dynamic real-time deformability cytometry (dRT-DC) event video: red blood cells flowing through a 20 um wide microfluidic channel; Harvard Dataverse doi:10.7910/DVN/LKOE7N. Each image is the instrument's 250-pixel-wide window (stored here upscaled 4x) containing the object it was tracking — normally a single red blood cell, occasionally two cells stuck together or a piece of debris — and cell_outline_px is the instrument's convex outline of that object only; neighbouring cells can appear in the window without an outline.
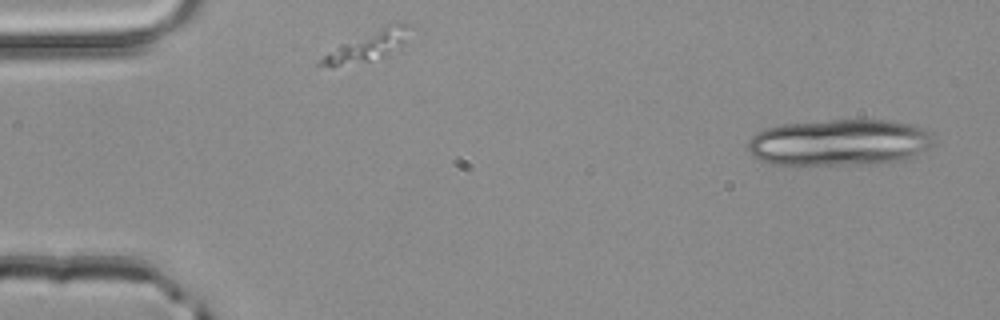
{"species": "common noctule bat (a hibernating species)", "species_latin": "Nyctalus noctula", "temperature_condition": "room temperature", "stored_images_in_passage": 3, "camera_frame_rate_fps": 3000, "um_per_image_px": 0.085, "animal": {"sex": "male", "body_mass_g": 20.4}, "frame": {"image": 1, "passage_image": 1, "time_ms": 0.0, "image_size_px": [1000, 320], "cell_outline_px": [[936, 140], [928, 148], [912, 156], [896, 160], [876, 164], [768, 164], [752, 156], [748, 152], [748, 140], [756, 132], [764, 128], [784, 124], [832, 120], [888, 120], [912, 124], [924, 128], [932, 132], [936, 136]], "centroid_in_image_um": [71.35, 12.1], "position_along_channel_um": 13.7, "area_um2": 50.58}}